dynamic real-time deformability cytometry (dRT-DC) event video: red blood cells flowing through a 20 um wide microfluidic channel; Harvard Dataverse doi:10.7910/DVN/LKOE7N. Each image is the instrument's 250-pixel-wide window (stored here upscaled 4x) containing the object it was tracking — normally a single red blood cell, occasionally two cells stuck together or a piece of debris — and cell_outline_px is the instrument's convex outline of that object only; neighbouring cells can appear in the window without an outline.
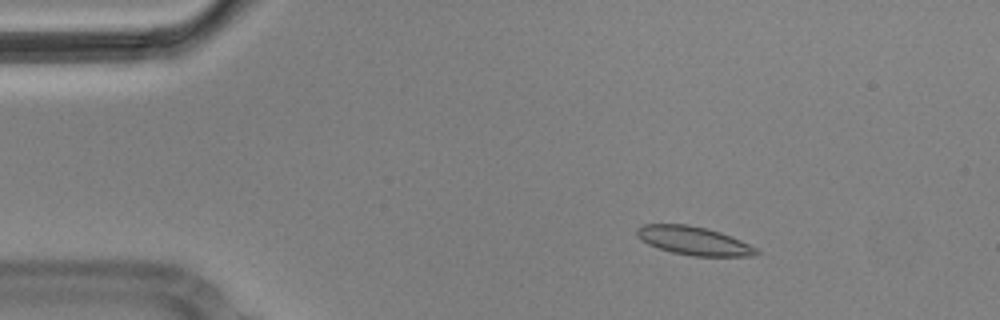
{"species": "Egyptian fruit bat (a non-hibernating species)", "species_latin": "Rousettus aegyptiacus", "temperature_condition": "cold", "stored_images_in_passage": 3, "camera_frame_rate_fps": 3000, "um_per_image_px": 0.085, "animal": {"sex": "male"}, "frame": {"image": 1, "passage_image": 1, "time_ms": 0.0, "image_size_px": [1000, 320], "cell_outline_px": [[760, 252], [756, 256], [692, 256], [672, 252], [648, 244], [636, 236], [636, 228], [644, 224], [688, 224], [708, 228], [720, 232], [740, 240], [756, 248]], "centroid_in_image_um": [58.96, 20.46], "position_along_channel_um": 26.0, "area_um2": 19.83}}